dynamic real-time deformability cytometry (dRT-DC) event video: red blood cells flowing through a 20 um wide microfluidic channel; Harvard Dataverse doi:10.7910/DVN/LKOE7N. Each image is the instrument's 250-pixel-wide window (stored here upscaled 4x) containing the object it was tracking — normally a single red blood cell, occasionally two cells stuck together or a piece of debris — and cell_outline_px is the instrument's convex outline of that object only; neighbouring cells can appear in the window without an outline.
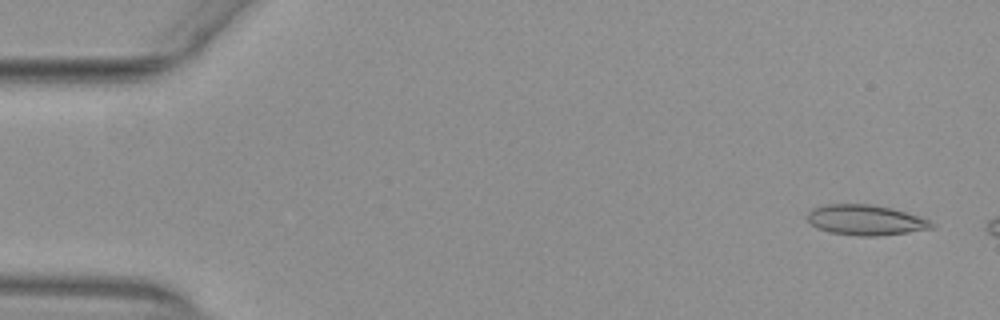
{"species": "common noctule bat (a hibernating species)", "species_latin": "Nyctalus noctula", "temperature_condition": "warm", "stored_images_in_passage": 9, "camera_frame_rate_fps": 3000, "um_per_image_px": 0.085, "animal": {"sex": "female", "body_mass_g": 29.2, "forearm_length_mm": 56.3}, "frame": {"image": 1, "passage_image": 3, "time_ms": 0.667, "image_size_px": [1000, 320], "cell_outline_px": [[936, 228], [880, 236], [856, 236], [828, 232], [816, 228], [808, 220], [808, 212], [812, 208], [828, 204], [872, 204], [892, 208], [928, 220], [936, 224]], "centroid_in_image_um": [73.57, 18.71], "position_along_channel_um": 11.4, "area_um2": 22.02}}